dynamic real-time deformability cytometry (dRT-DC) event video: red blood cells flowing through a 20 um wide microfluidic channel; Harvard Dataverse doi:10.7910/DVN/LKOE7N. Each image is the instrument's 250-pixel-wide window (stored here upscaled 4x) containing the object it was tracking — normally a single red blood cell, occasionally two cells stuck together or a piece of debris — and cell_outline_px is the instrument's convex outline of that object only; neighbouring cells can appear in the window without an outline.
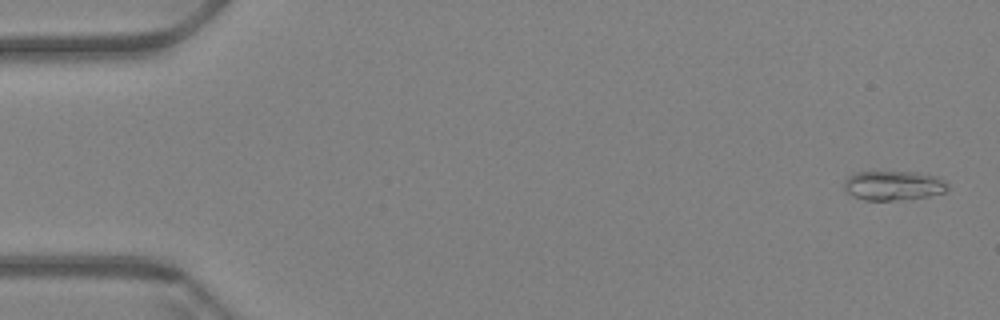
{"species": "Egyptian fruit bat (a non-hibernating species)", "species_latin": "Rousettus aegyptiacus", "temperature_condition": "warm", "stored_images_in_passage": 61, "camera_frame_rate_fps": 3000, "um_per_image_px": 0.085, "animal": {"sex": "female"}, "frame": {"image": 1, "passage_image": 2, "time_ms": 0.333, "image_size_px": [1000, 320], "cell_outline_px": [[948, 188], [944, 192], [928, 196], [892, 200], [864, 200], [844, 192], [844, 180], [848, 176], [856, 172], [916, 172], [940, 176], [948, 180]], "centroid_in_image_um": [75.96, 15.75], "position_along_channel_um": 9.0, "area_um2": 17.98}}
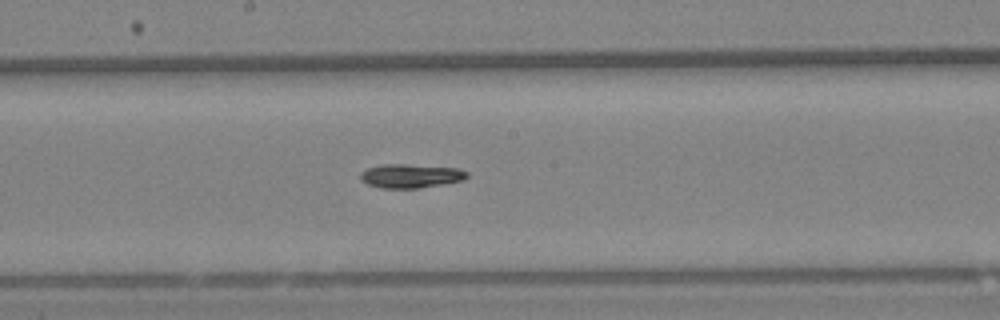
{"frame": {"image": 2, "passage_image": 33, "time_ms": 10.667, "image_size_px": [1000, 320], "cell_outline_px": [[468, 176], [464, 180], [444, 184], [420, 188], [380, 188], [368, 184], [360, 180], [360, 172], [368, 168], [384, 164], [408, 164], [456, 168], [468, 172]], "centroid_in_image_um": [34.9, 14.96], "position_along_channel_um": 213.3, "area_um2": 14.91}}
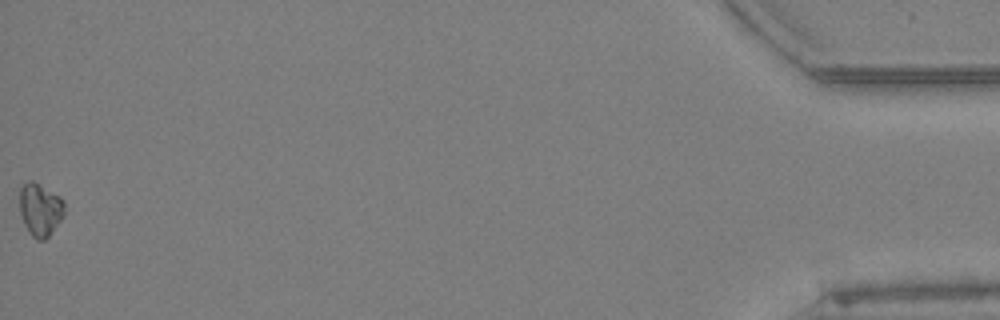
{"frame": {"image": 3, "passage_image": 61, "time_ms": 20.0, "image_size_px": [1000, 320], "cell_outline_px": [[64, 216], [48, 236], [44, 240], [36, 240], [28, 232], [24, 224], [20, 212], [20, 188], [28, 180], [32, 180], [60, 196], [64, 200]], "centroid_in_image_um": [3.42, 17.81], "position_along_channel_um": 431.8, "area_um2": 13.81}, "authors_computed_cell_mechanics": {"area_um2": 14.6234, "velocity_mm_per_s": 3.4043, "shape_relaxation_time_tau1_ms": 7.5502, "shape_relaxation_time_tau2_ms": null, "deformation_change_tau1": 0.1685, "deformation_change_tau2": null}}